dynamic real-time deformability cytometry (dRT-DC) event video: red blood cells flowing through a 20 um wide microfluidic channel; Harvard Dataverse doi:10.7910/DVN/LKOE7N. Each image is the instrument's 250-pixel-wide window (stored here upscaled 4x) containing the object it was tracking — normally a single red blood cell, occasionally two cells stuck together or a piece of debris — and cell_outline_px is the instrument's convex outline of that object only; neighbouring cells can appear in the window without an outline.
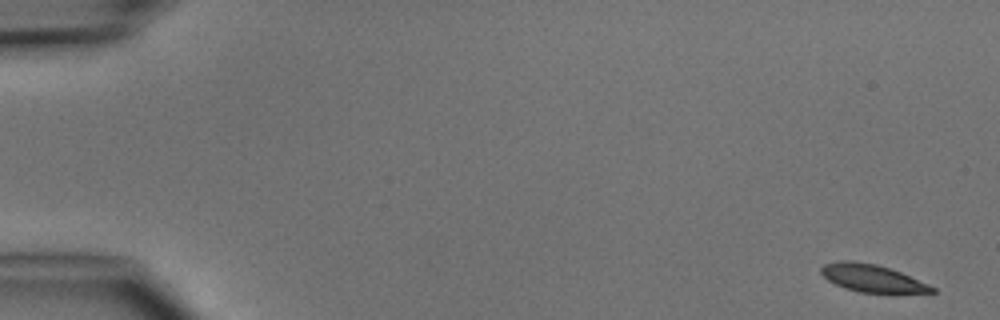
{"species": "common noctule bat (a hibernating species)", "species_latin": "Nyctalus noctula", "temperature_condition": "cold", "stored_images_in_passage": 2, "camera_frame_rate_fps": 3000, "um_per_image_px": 0.085, "animal": {"sex": "male", "body_mass_g": 15.6}, "frame": {"image": 1, "passage_image": 1, "time_ms": 0.0, "image_size_px": [1000, 320], "cell_outline_px": [[936, 292], [860, 292], [844, 288], [828, 280], [820, 272], [820, 268], [824, 264], [840, 260], [852, 260], [876, 264], [900, 272], [928, 284], [936, 288]], "centroid_in_image_um": [74.08, 23.63], "position_along_channel_um": 10.9, "area_um2": 17.46}}